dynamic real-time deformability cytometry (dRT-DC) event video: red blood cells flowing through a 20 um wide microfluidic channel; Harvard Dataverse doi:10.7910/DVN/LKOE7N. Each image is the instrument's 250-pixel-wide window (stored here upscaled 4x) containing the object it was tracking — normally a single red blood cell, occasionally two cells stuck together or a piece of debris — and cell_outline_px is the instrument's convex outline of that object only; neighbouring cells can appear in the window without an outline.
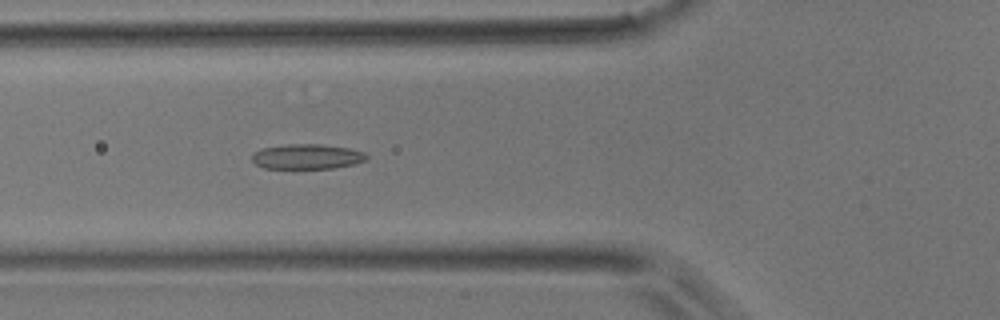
{"species": "common noctule bat (a hibernating species)", "species_latin": "Nyctalus noctula", "temperature_condition": "room temperature", "stored_images_in_passage": 51, "camera_frame_rate_fps": 3000, "um_per_image_px": 0.085, "animal": {"sex": "male", "body_mass_g": 17.9}, "frame": {"image": 1, "passage_image": 18, "time_ms": 5.667, "image_size_px": [1000, 320], "cell_outline_px": [[368, 160], [356, 164], [332, 168], [264, 168], [256, 164], [252, 160], [252, 152], [264, 148], [288, 144], [320, 144], [348, 148], [364, 152], [368, 156]], "centroid_in_image_um": [26.12, 13.31], "position_along_channel_um": 99.7, "area_um2": 16.7}}
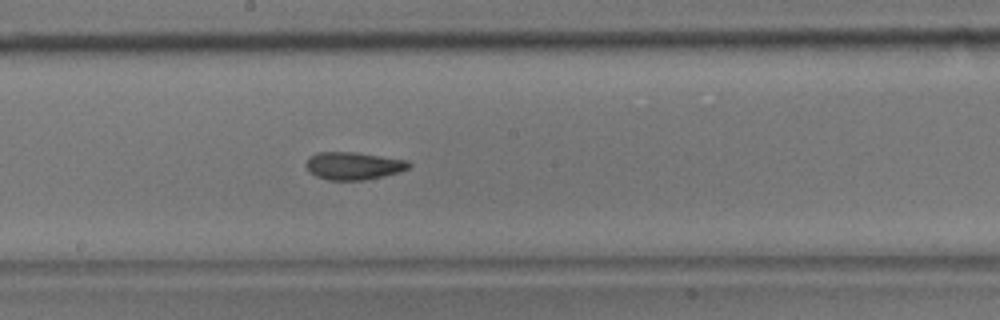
{"frame": {"image": 2, "passage_image": 27, "time_ms": 8.667, "image_size_px": [1000, 320], "cell_outline_px": [[412, 164], [408, 168], [400, 172], [384, 176], [364, 180], [328, 180], [316, 176], [308, 172], [304, 164], [308, 156], [316, 152], [356, 152], [408, 160]], "centroid_in_image_um": [30.01, 14.09], "position_along_channel_um": 218.2, "area_um2": 16.88}}
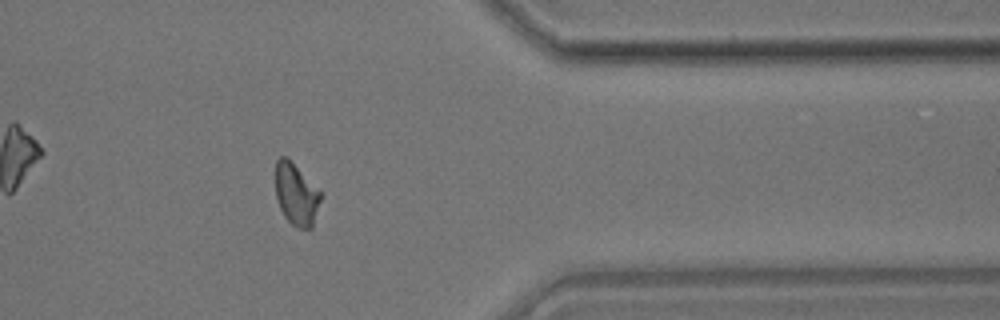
{"frame": {"image": 3, "passage_image": 41, "time_ms": 13.333, "image_size_px": [1000, 320], "cell_outline_px": [[324, 192], [312, 228], [296, 228], [284, 216], [280, 208], [276, 196], [276, 160], [280, 156], [284, 156]], "centroid_in_image_um": [25.22, 16.54], "position_along_channel_um": 386.2, "area_um2": 16.42}}